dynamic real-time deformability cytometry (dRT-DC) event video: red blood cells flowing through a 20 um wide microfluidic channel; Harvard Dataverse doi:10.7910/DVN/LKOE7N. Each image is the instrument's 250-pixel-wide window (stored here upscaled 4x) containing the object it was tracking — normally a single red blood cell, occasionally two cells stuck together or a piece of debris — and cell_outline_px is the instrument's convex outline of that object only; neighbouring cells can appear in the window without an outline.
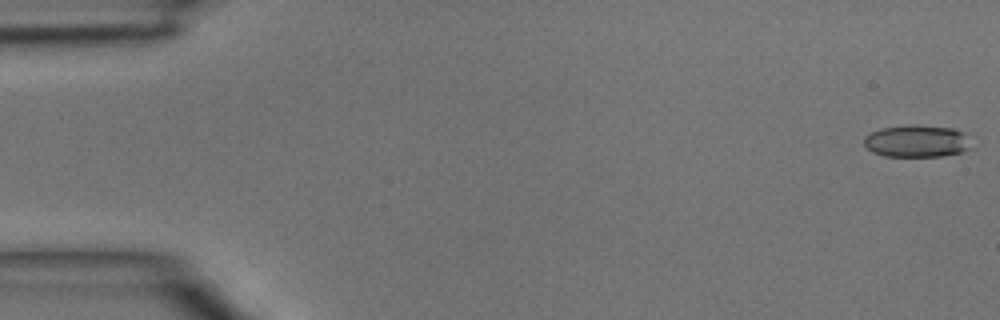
{"species": "common noctule bat (a hibernating species)", "species_latin": "Nyctalus noctula", "temperature_condition": "room temperature", "stored_images_in_passage": 4, "camera_frame_rate_fps": 3000, "um_per_image_px": 0.085, "animal": {"sex": "male", "body_mass_g": 15.6}, "frame": {"image": 1, "passage_image": 1, "time_ms": 0.0, "image_size_px": [1000, 320], "cell_outline_px": [[972, 148], [960, 152], [940, 156], [884, 156], [872, 152], [864, 144], [864, 136], [872, 132], [884, 128], [912, 124], [916, 124], [952, 128], [960, 132]], "centroid_in_image_um": [77.87, 12.0], "position_along_channel_um": 7.1, "area_um2": 19.77}}
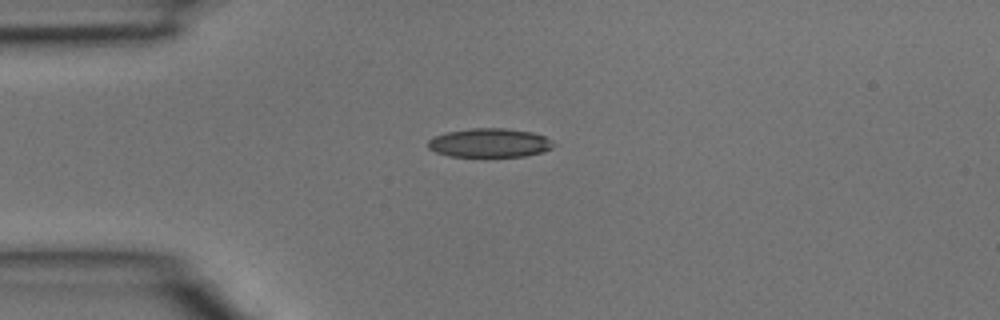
{"frame": {"image": 2, "passage_image": 4, "time_ms": 1.0, "image_size_px": [1000, 320], "cell_outline_px": [[556, 144], [552, 148], [544, 152], [524, 156], [448, 156], [436, 152], [428, 148], [428, 140], [432, 136], [448, 132], [472, 128], [504, 128], [532, 132], [544, 136], [552, 140]], "centroid_in_image_um": [41.63, 12.14], "position_along_channel_um": 43.4, "area_um2": 21.21}}